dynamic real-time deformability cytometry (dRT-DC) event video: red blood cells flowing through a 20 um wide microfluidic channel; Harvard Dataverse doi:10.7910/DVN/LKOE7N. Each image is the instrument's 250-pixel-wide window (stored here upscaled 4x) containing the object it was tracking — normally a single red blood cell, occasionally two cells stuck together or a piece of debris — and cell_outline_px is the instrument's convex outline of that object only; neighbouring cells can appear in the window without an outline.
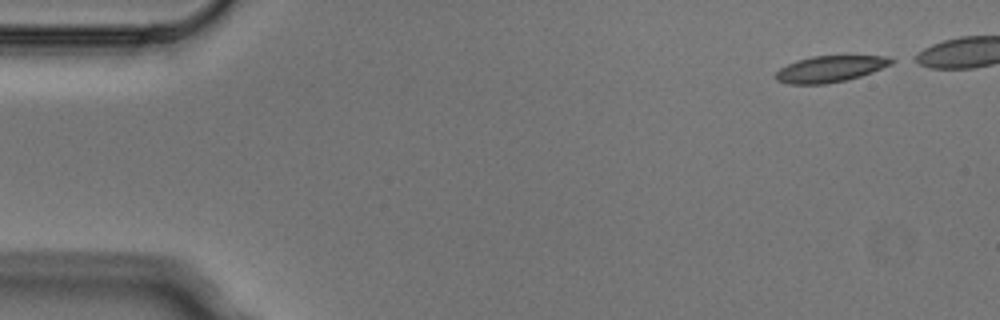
{"species": "Egyptian fruit bat (a non-hibernating species)", "species_latin": "Rousettus aegyptiacus", "temperature_condition": "cold", "stored_images_in_passage": 5, "camera_frame_rate_fps": 3000, "um_per_image_px": 0.085, "animal": {"sex": "male"}, "frame": {"image": 1, "passage_image": 1, "time_ms": 0.0, "image_size_px": [1000, 320], "cell_outline_px": [[896, 60], [892, 64], [872, 72], [848, 80], [824, 84], [788, 84], [776, 80], [776, 72], [780, 68], [796, 60], [812, 56], [888, 56]], "centroid_in_image_um": [70.57, 5.86], "position_along_channel_um": 14.4, "area_um2": 17.74}}